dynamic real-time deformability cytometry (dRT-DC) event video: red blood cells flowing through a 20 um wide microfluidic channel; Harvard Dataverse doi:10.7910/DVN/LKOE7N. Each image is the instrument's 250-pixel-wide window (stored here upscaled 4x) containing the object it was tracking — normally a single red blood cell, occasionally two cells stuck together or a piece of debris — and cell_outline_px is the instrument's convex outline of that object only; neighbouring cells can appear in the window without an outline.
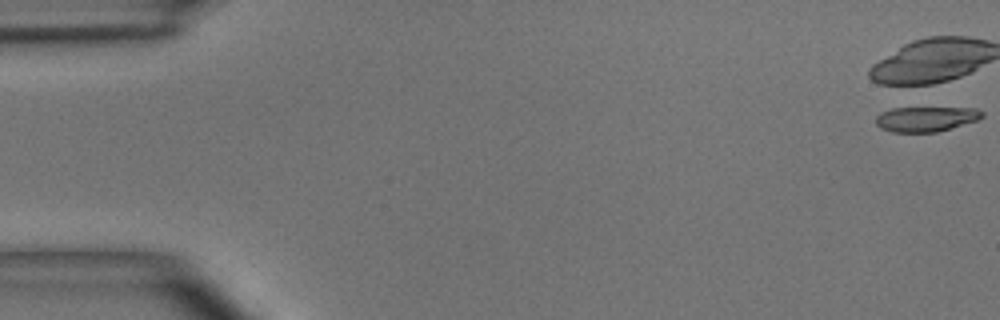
{"species": "common noctule bat (a hibernating species)", "species_latin": "Nyctalus noctula", "temperature_condition": "room temperature", "stored_images_in_passage": 51, "camera_frame_rate_fps": 3000, "um_per_image_px": 0.085, "animal": {"sex": "male", "body_mass_g": 15.6}, "frame": {"image": 1, "passage_image": 1, "time_ms": 0.0, "image_size_px": [1000, 320], "cell_outline_px": [[984, 116], [976, 120], [936, 132], [892, 132], [880, 128], [876, 124], [876, 116], [880, 112], [892, 108], [976, 108], [984, 112]], "centroid_in_image_um": [78.67, 10.11], "position_along_channel_um": 6.3, "area_um2": 15.37}}